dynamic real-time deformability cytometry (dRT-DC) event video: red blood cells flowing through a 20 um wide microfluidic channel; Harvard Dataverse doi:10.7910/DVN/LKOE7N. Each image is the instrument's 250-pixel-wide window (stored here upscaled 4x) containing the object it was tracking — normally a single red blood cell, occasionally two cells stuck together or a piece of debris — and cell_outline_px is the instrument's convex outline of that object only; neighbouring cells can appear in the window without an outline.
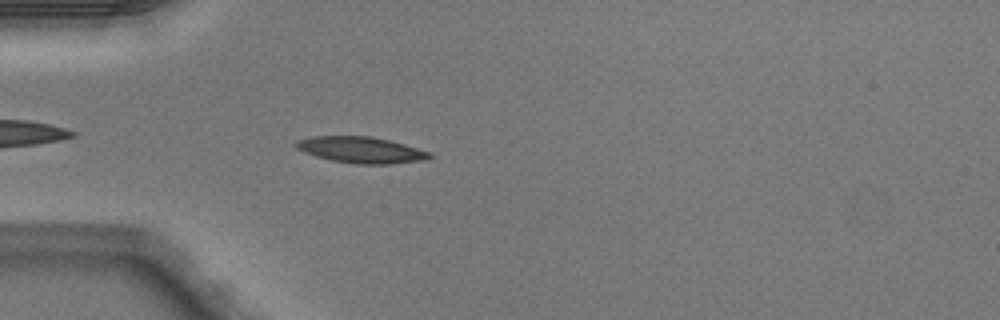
{"species": "Egyptian fruit bat (a non-hibernating species)", "species_latin": "Rousettus aegyptiacus", "temperature_condition": "warm", "stored_images_in_passage": 1, "camera_frame_rate_fps": 3000, "um_per_image_px": 0.085, "animal": {"sex": "male"}, "frame": {"image": 1, "passage_image": 1, "time_ms": 0.0, "image_size_px": [1000, 320], "cell_outline_px": [[432, 156], [428, 160], [388, 164], [356, 164], [332, 160], [316, 156], [304, 152], [296, 148], [292, 144], [296, 140], [312, 136], [372, 136], [392, 140], [432, 152]], "centroid_in_image_um": [30.71, 12.73], "position_along_channel_um": 54.3, "area_um2": 20.75}}